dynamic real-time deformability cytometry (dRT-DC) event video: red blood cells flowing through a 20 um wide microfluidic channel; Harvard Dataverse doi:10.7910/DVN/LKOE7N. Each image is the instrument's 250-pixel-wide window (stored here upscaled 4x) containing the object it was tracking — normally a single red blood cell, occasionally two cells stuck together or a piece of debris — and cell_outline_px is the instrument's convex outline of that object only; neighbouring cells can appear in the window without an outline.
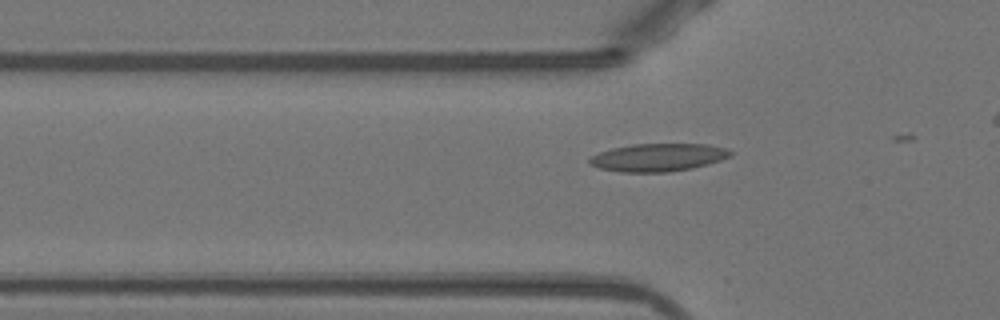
{"species": "Egyptian fruit bat (a non-hibernating species)", "species_latin": "Rousettus aegyptiacus", "temperature_condition": "warm", "stored_images_in_passage": 9, "camera_frame_rate_fps": 3000, "um_per_image_px": 0.085, "animal": {"sex": "female"}, "frame": {"image": 1, "passage_image": 7, "time_ms": 2.0, "image_size_px": [1000, 320], "cell_outline_px": [[732, 156], [708, 164], [692, 168], [668, 172], [620, 172], [600, 168], [592, 164], [588, 160], [588, 156], [612, 148], [632, 144], [708, 144], [728, 148], [732, 152]], "centroid_in_image_um": [55.96, 13.37], "position_along_channel_um": 69.8, "area_um2": 22.95}}